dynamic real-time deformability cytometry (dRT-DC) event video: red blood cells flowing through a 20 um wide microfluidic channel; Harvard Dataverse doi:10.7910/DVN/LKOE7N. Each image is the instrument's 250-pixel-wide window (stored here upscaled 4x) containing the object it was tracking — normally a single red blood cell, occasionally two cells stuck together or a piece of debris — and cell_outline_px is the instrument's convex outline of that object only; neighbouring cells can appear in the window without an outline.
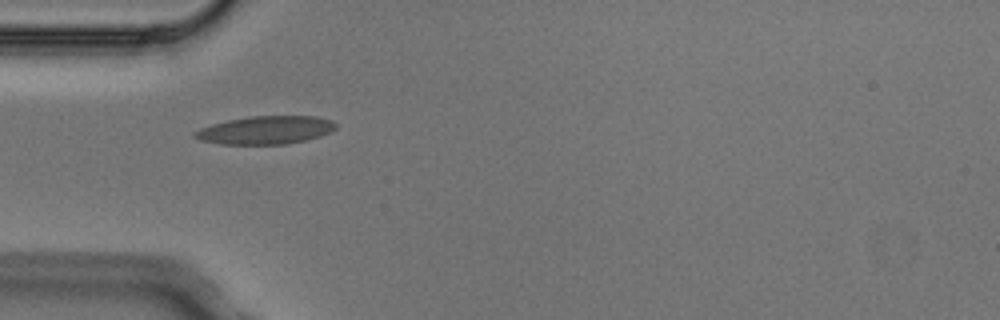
{"species": "Egyptian fruit bat (a non-hibernating species)", "species_latin": "Rousettus aegyptiacus", "temperature_condition": "cold", "stored_images_in_passage": 5, "camera_frame_rate_fps": 3000, "um_per_image_px": 0.085, "animal": {"sex": "male"}, "frame": {"image": 1, "passage_image": 2, "time_ms": 0.333, "image_size_px": [1000, 320], "cell_outline_px": [[336, 128], [332, 132], [320, 136], [288, 144], [220, 144], [200, 140], [192, 136], [192, 132], [200, 128], [212, 124], [228, 120], [252, 116], [316, 116], [332, 120], [336, 124]], "centroid_in_image_um": [22.57, 11.06], "position_along_channel_um": 62.4, "area_um2": 23.18}}
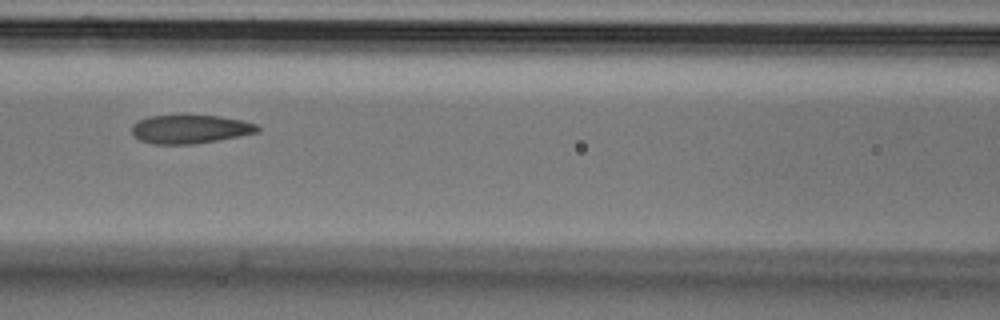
{"frame": {"image": 2, "passage_image": 4, "time_ms": 1.0, "image_size_px": [1000, 320], "cell_outline_px": [[260, 132], [240, 136], [196, 144], [152, 144], [140, 140], [132, 136], [132, 124], [148, 116], [180, 112], [220, 116], [244, 120], [256, 124], [260, 128]], "centroid_in_image_um": [16.15, 10.93], "position_along_channel_um": 150.5, "area_um2": 22.08}}
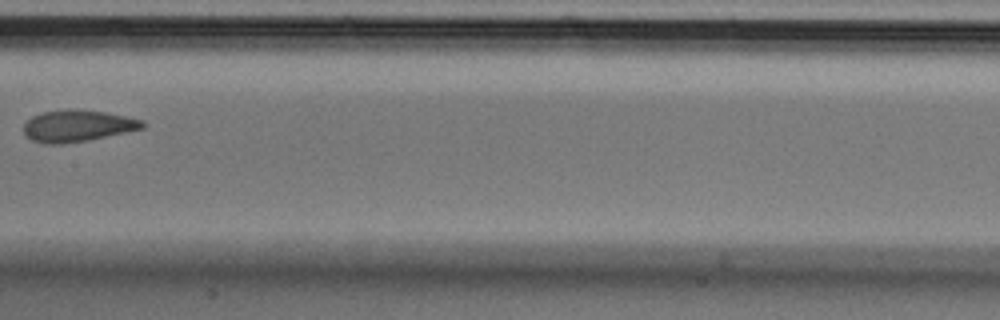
{"frame": {"image": 3, "passage_image": 5, "time_ms": 1.333, "image_size_px": [1000, 320], "cell_outline_px": [[148, 124], [144, 128], [128, 132], [88, 140], [60, 144], [44, 144], [32, 140], [24, 136], [24, 124], [32, 116], [40, 112], [104, 112], [144, 120]], "centroid_in_image_um": [6.61, 10.75], "position_along_channel_um": 200.8, "area_um2": 21.27}}